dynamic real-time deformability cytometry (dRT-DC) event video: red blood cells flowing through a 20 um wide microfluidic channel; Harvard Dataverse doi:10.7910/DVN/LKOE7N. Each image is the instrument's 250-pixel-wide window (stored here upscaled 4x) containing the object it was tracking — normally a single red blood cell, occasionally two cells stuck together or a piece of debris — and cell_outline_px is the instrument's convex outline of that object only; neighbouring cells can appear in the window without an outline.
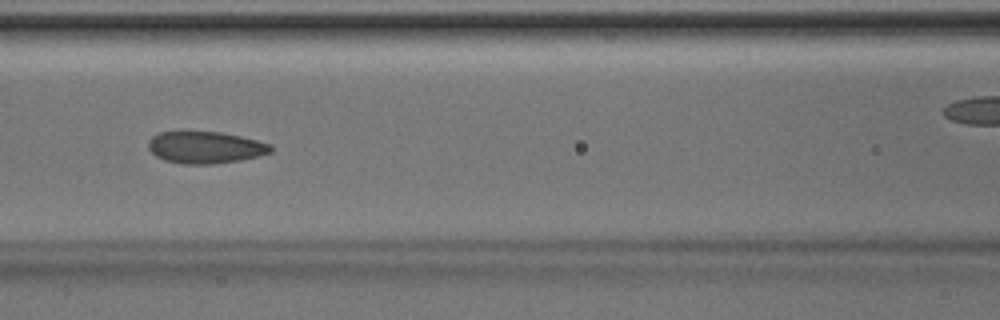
{"species": "Egyptian fruit bat (a non-hibernating species)", "species_latin": "Rousettus aegyptiacus", "temperature_condition": "room temperature", "stored_images_in_passage": 48, "camera_frame_rate_fps": 3000, "um_per_image_px": 0.085, "animal": {"sex": "male"}, "frame": {"image": 1, "passage_image": 20, "time_ms": 6.333, "image_size_px": [1000, 320], "cell_outline_px": [[272, 152], [240, 160], [216, 164], [184, 164], [164, 160], [156, 156], [148, 148], [148, 140], [152, 136], [160, 132], [220, 132], [240, 136], [272, 144]], "centroid_in_image_um": [17.45, 12.53], "position_along_channel_um": 149.2, "area_um2": 22.72}}
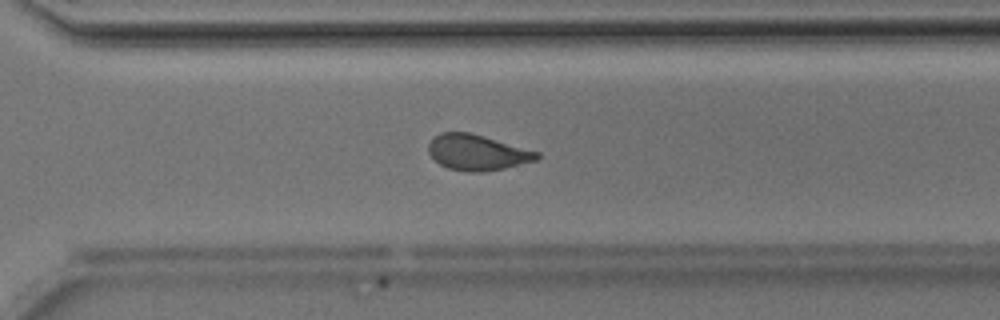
{"frame": {"image": 2, "passage_image": 33, "time_ms": 10.667, "image_size_px": [1000, 320], "cell_outline_px": [[540, 156], [536, 160], [504, 168], [480, 172], [468, 172], [448, 168], [440, 164], [428, 152], [428, 144], [440, 132], [468, 132], [484, 136], [540, 152]], "centroid_in_image_um": [40.56, 12.95], "position_along_channel_um": 330.0, "area_um2": 22.31}}
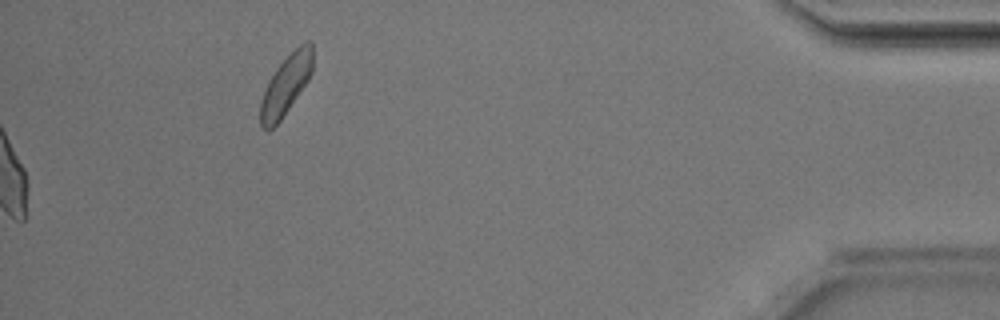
{"frame": {"image": 3, "passage_image": 48, "time_ms": 15.667, "image_size_px": [1000, 320], "cell_outline_px": [[312, 72], [308, 80], [280, 120], [268, 132], [260, 124], [260, 100], [268, 80], [276, 68], [304, 40], [312, 40]], "centroid_in_image_um": [24.29, 7.21], "position_along_channel_um": 410.9, "area_um2": 18.03}, "authors_computed_cell_mechanics": {"area_um2": 23.0911, "velocity_mm_per_s": 4.1903, "shape_relaxation_time_tau1_ms": 3.2581, "shape_relaxation_time_tau2_ms": 1.7324, "deformation_change_tau1": 0.1236, "deformation_change_tau2": 0.0743}}